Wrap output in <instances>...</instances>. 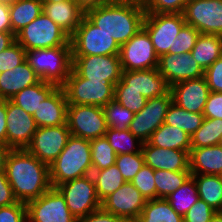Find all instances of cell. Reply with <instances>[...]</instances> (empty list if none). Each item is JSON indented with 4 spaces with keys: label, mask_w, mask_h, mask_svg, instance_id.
I'll return each mask as SVG.
<instances>
[{
    "label": "cell",
    "mask_w": 222,
    "mask_h": 222,
    "mask_svg": "<svg viewBox=\"0 0 222 222\" xmlns=\"http://www.w3.org/2000/svg\"><path fill=\"white\" fill-rule=\"evenodd\" d=\"M121 80L127 85V89H135L146 99L162 96L170 91V85L159 73L158 68L122 71Z\"/></svg>",
    "instance_id": "7402d4cb"
},
{
    "label": "cell",
    "mask_w": 222,
    "mask_h": 222,
    "mask_svg": "<svg viewBox=\"0 0 222 222\" xmlns=\"http://www.w3.org/2000/svg\"><path fill=\"white\" fill-rule=\"evenodd\" d=\"M67 125L71 136L88 140L104 137L108 128L103 108L92 105H68Z\"/></svg>",
    "instance_id": "8fae6325"
},
{
    "label": "cell",
    "mask_w": 222,
    "mask_h": 222,
    "mask_svg": "<svg viewBox=\"0 0 222 222\" xmlns=\"http://www.w3.org/2000/svg\"><path fill=\"white\" fill-rule=\"evenodd\" d=\"M71 132L67 124L37 127L26 150L50 166L66 146Z\"/></svg>",
    "instance_id": "2e32d148"
},
{
    "label": "cell",
    "mask_w": 222,
    "mask_h": 222,
    "mask_svg": "<svg viewBox=\"0 0 222 222\" xmlns=\"http://www.w3.org/2000/svg\"><path fill=\"white\" fill-rule=\"evenodd\" d=\"M42 3H57V2H64L69 0H41Z\"/></svg>",
    "instance_id": "be15d7a7"
},
{
    "label": "cell",
    "mask_w": 222,
    "mask_h": 222,
    "mask_svg": "<svg viewBox=\"0 0 222 222\" xmlns=\"http://www.w3.org/2000/svg\"><path fill=\"white\" fill-rule=\"evenodd\" d=\"M102 108L107 127L119 131L128 129L135 115L134 112L123 107L115 100L110 101Z\"/></svg>",
    "instance_id": "ab89813d"
},
{
    "label": "cell",
    "mask_w": 222,
    "mask_h": 222,
    "mask_svg": "<svg viewBox=\"0 0 222 222\" xmlns=\"http://www.w3.org/2000/svg\"><path fill=\"white\" fill-rule=\"evenodd\" d=\"M40 81L34 69L25 60L13 69L0 73V98L10 100L26 87Z\"/></svg>",
    "instance_id": "cb8c5ba5"
},
{
    "label": "cell",
    "mask_w": 222,
    "mask_h": 222,
    "mask_svg": "<svg viewBox=\"0 0 222 222\" xmlns=\"http://www.w3.org/2000/svg\"><path fill=\"white\" fill-rule=\"evenodd\" d=\"M15 41L16 38L12 32H0V52L7 49Z\"/></svg>",
    "instance_id": "6f0895ef"
},
{
    "label": "cell",
    "mask_w": 222,
    "mask_h": 222,
    "mask_svg": "<svg viewBox=\"0 0 222 222\" xmlns=\"http://www.w3.org/2000/svg\"><path fill=\"white\" fill-rule=\"evenodd\" d=\"M145 203L146 199L141 192L131 181H126L101 202V207L120 217L124 222H136Z\"/></svg>",
    "instance_id": "e0dca14e"
},
{
    "label": "cell",
    "mask_w": 222,
    "mask_h": 222,
    "mask_svg": "<svg viewBox=\"0 0 222 222\" xmlns=\"http://www.w3.org/2000/svg\"><path fill=\"white\" fill-rule=\"evenodd\" d=\"M148 142L164 149L191 151V137L185 131L166 123L152 133Z\"/></svg>",
    "instance_id": "83f0119b"
},
{
    "label": "cell",
    "mask_w": 222,
    "mask_h": 222,
    "mask_svg": "<svg viewBox=\"0 0 222 222\" xmlns=\"http://www.w3.org/2000/svg\"><path fill=\"white\" fill-rule=\"evenodd\" d=\"M68 102L62 87H58L47 100L40 103L33 114L37 127L67 124Z\"/></svg>",
    "instance_id": "603a6c76"
},
{
    "label": "cell",
    "mask_w": 222,
    "mask_h": 222,
    "mask_svg": "<svg viewBox=\"0 0 222 222\" xmlns=\"http://www.w3.org/2000/svg\"><path fill=\"white\" fill-rule=\"evenodd\" d=\"M190 53L203 70L207 69L222 56V36L200 34Z\"/></svg>",
    "instance_id": "f1b7e54d"
},
{
    "label": "cell",
    "mask_w": 222,
    "mask_h": 222,
    "mask_svg": "<svg viewBox=\"0 0 222 222\" xmlns=\"http://www.w3.org/2000/svg\"><path fill=\"white\" fill-rule=\"evenodd\" d=\"M11 150L8 145L0 144V173L5 172L7 156Z\"/></svg>",
    "instance_id": "680465c9"
},
{
    "label": "cell",
    "mask_w": 222,
    "mask_h": 222,
    "mask_svg": "<svg viewBox=\"0 0 222 222\" xmlns=\"http://www.w3.org/2000/svg\"><path fill=\"white\" fill-rule=\"evenodd\" d=\"M203 120V113L189 112L172 102L164 123L185 131L191 137L201 127Z\"/></svg>",
    "instance_id": "d6a6232c"
},
{
    "label": "cell",
    "mask_w": 222,
    "mask_h": 222,
    "mask_svg": "<svg viewBox=\"0 0 222 222\" xmlns=\"http://www.w3.org/2000/svg\"><path fill=\"white\" fill-rule=\"evenodd\" d=\"M114 100L134 113L140 112L147 101L139 91L127 89V85L122 80H119L114 87Z\"/></svg>",
    "instance_id": "60d3db41"
},
{
    "label": "cell",
    "mask_w": 222,
    "mask_h": 222,
    "mask_svg": "<svg viewBox=\"0 0 222 222\" xmlns=\"http://www.w3.org/2000/svg\"><path fill=\"white\" fill-rule=\"evenodd\" d=\"M142 153L145 165L153 170L190 171L189 151L164 149L146 142Z\"/></svg>",
    "instance_id": "44dd1931"
},
{
    "label": "cell",
    "mask_w": 222,
    "mask_h": 222,
    "mask_svg": "<svg viewBox=\"0 0 222 222\" xmlns=\"http://www.w3.org/2000/svg\"><path fill=\"white\" fill-rule=\"evenodd\" d=\"M7 99L0 98V144L7 145Z\"/></svg>",
    "instance_id": "db71d44e"
},
{
    "label": "cell",
    "mask_w": 222,
    "mask_h": 222,
    "mask_svg": "<svg viewBox=\"0 0 222 222\" xmlns=\"http://www.w3.org/2000/svg\"><path fill=\"white\" fill-rule=\"evenodd\" d=\"M188 0H147L145 12L183 13Z\"/></svg>",
    "instance_id": "bcb514c9"
},
{
    "label": "cell",
    "mask_w": 222,
    "mask_h": 222,
    "mask_svg": "<svg viewBox=\"0 0 222 222\" xmlns=\"http://www.w3.org/2000/svg\"><path fill=\"white\" fill-rule=\"evenodd\" d=\"M183 13L145 12L142 27L148 32L155 52L174 54V41L185 25Z\"/></svg>",
    "instance_id": "ba28073f"
},
{
    "label": "cell",
    "mask_w": 222,
    "mask_h": 222,
    "mask_svg": "<svg viewBox=\"0 0 222 222\" xmlns=\"http://www.w3.org/2000/svg\"><path fill=\"white\" fill-rule=\"evenodd\" d=\"M218 145L222 147V136L220 138V141H219Z\"/></svg>",
    "instance_id": "e7e4bbea"
},
{
    "label": "cell",
    "mask_w": 222,
    "mask_h": 222,
    "mask_svg": "<svg viewBox=\"0 0 222 222\" xmlns=\"http://www.w3.org/2000/svg\"><path fill=\"white\" fill-rule=\"evenodd\" d=\"M200 32L193 26L185 24L174 41V53L184 54L192 51Z\"/></svg>",
    "instance_id": "f6af8a7d"
},
{
    "label": "cell",
    "mask_w": 222,
    "mask_h": 222,
    "mask_svg": "<svg viewBox=\"0 0 222 222\" xmlns=\"http://www.w3.org/2000/svg\"><path fill=\"white\" fill-rule=\"evenodd\" d=\"M18 1H20V0H0V3L3 5H6V6H10Z\"/></svg>",
    "instance_id": "6125c7cd"
},
{
    "label": "cell",
    "mask_w": 222,
    "mask_h": 222,
    "mask_svg": "<svg viewBox=\"0 0 222 222\" xmlns=\"http://www.w3.org/2000/svg\"><path fill=\"white\" fill-rule=\"evenodd\" d=\"M217 211L199 199L183 216V222H210Z\"/></svg>",
    "instance_id": "7dc6e473"
},
{
    "label": "cell",
    "mask_w": 222,
    "mask_h": 222,
    "mask_svg": "<svg viewBox=\"0 0 222 222\" xmlns=\"http://www.w3.org/2000/svg\"><path fill=\"white\" fill-rule=\"evenodd\" d=\"M85 16L121 46L142 27L145 9L111 2L85 11Z\"/></svg>",
    "instance_id": "7a4b0ae2"
},
{
    "label": "cell",
    "mask_w": 222,
    "mask_h": 222,
    "mask_svg": "<svg viewBox=\"0 0 222 222\" xmlns=\"http://www.w3.org/2000/svg\"><path fill=\"white\" fill-rule=\"evenodd\" d=\"M0 32H12L9 6L0 3Z\"/></svg>",
    "instance_id": "11a10c76"
},
{
    "label": "cell",
    "mask_w": 222,
    "mask_h": 222,
    "mask_svg": "<svg viewBox=\"0 0 222 222\" xmlns=\"http://www.w3.org/2000/svg\"><path fill=\"white\" fill-rule=\"evenodd\" d=\"M190 171L154 170L156 198H167L189 177Z\"/></svg>",
    "instance_id": "d590c367"
},
{
    "label": "cell",
    "mask_w": 222,
    "mask_h": 222,
    "mask_svg": "<svg viewBox=\"0 0 222 222\" xmlns=\"http://www.w3.org/2000/svg\"><path fill=\"white\" fill-rule=\"evenodd\" d=\"M64 197L69 211L78 219L101 207L92 175L66 181L55 187Z\"/></svg>",
    "instance_id": "9c48e42d"
},
{
    "label": "cell",
    "mask_w": 222,
    "mask_h": 222,
    "mask_svg": "<svg viewBox=\"0 0 222 222\" xmlns=\"http://www.w3.org/2000/svg\"><path fill=\"white\" fill-rule=\"evenodd\" d=\"M189 161L191 174L222 175V147L219 145L191 148Z\"/></svg>",
    "instance_id": "484cf974"
},
{
    "label": "cell",
    "mask_w": 222,
    "mask_h": 222,
    "mask_svg": "<svg viewBox=\"0 0 222 222\" xmlns=\"http://www.w3.org/2000/svg\"><path fill=\"white\" fill-rule=\"evenodd\" d=\"M26 61L40 80L61 87L72 69L71 46L28 50Z\"/></svg>",
    "instance_id": "277c9868"
},
{
    "label": "cell",
    "mask_w": 222,
    "mask_h": 222,
    "mask_svg": "<svg viewBox=\"0 0 222 222\" xmlns=\"http://www.w3.org/2000/svg\"><path fill=\"white\" fill-rule=\"evenodd\" d=\"M77 222H124L120 217L105 211L102 207L88 214L80 217Z\"/></svg>",
    "instance_id": "816d5d0a"
},
{
    "label": "cell",
    "mask_w": 222,
    "mask_h": 222,
    "mask_svg": "<svg viewBox=\"0 0 222 222\" xmlns=\"http://www.w3.org/2000/svg\"><path fill=\"white\" fill-rule=\"evenodd\" d=\"M84 11L100 7L113 2V0H74Z\"/></svg>",
    "instance_id": "9f6ffc18"
},
{
    "label": "cell",
    "mask_w": 222,
    "mask_h": 222,
    "mask_svg": "<svg viewBox=\"0 0 222 222\" xmlns=\"http://www.w3.org/2000/svg\"><path fill=\"white\" fill-rule=\"evenodd\" d=\"M145 164L142 151L117 155L115 165L126 181H131Z\"/></svg>",
    "instance_id": "b9f144b4"
},
{
    "label": "cell",
    "mask_w": 222,
    "mask_h": 222,
    "mask_svg": "<svg viewBox=\"0 0 222 222\" xmlns=\"http://www.w3.org/2000/svg\"><path fill=\"white\" fill-rule=\"evenodd\" d=\"M203 115L204 118L222 119V93L210 91Z\"/></svg>",
    "instance_id": "f907efd6"
},
{
    "label": "cell",
    "mask_w": 222,
    "mask_h": 222,
    "mask_svg": "<svg viewBox=\"0 0 222 222\" xmlns=\"http://www.w3.org/2000/svg\"><path fill=\"white\" fill-rule=\"evenodd\" d=\"M158 71L171 86L179 82L204 76L203 68L191 53H166L159 57Z\"/></svg>",
    "instance_id": "d6986e66"
},
{
    "label": "cell",
    "mask_w": 222,
    "mask_h": 222,
    "mask_svg": "<svg viewBox=\"0 0 222 222\" xmlns=\"http://www.w3.org/2000/svg\"><path fill=\"white\" fill-rule=\"evenodd\" d=\"M5 172L0 173V207L17 203Z\"/></svg>",
    "instance_id": "f5cc1de1"
},
{
    "label": "cell",
    "mask_w": 222,
    "mask_h": 222,
    "mask_svg": "<svg viewBox=\"0 0 222 222\" xmlns=\"http://www.w3.org/2000/svg\"><path fill=\"white\" fill-rule=\"evenodd\" d=\"M204 78L210 91L222 93V56L204 70Z\"/></svg>",
    "instance_id": "681fc988"
},
{
    "label": "cell",
    "mask_w": 222,
    "mask_h": 222,
    "mask_svg": "<svg viewBox=\"0 0 222 222\" xmlns=\"http://www.w3.org/2000/svg\"><path fill=\"white\" fill-rule=\"evenodd\" d=\"M6 121L7 145L12 150L26 149L37 130L33 116L7 100Z\"/></svg>",
    "instance_id": "ac0fdd59"
},
{
    "label": "cell",
    "mask_w": 222,
    "mask_h": 222,
    "mask_svg": "<svg viewBox=\"0 0 222 222\" xmlns=\"http://www.w3.org/2000/svg\"><path fill=\"white\" fill-rule=\"evenodd\" d=\"M136 222H183V217L171 207L165 198L146 200Z\"/></svg>",
    "instance_id": "1f68e13d"
},
{
    "label": "cell",
    "mask_w": 222,
    "mask_h": 222,
    "mask_svg": "<svg viewBox=\"0 0 222 222\" xmlns=\"http://www.w3.org/2000/svg\"><path fill=\"white\" fill-rule=\"evenodd\" d=\"M222 136V119L204 118L201 127L191 136V148L218 145Z\"/></svg>",
    "instance_id": "8d00e7d4"
},
{
    "label": "cell",
    "mask_w": 222,
    "mask_h": 222,
    "mask_svg": "<svg viewBox=\"0 0 222 222\" xmlns=\"http://www.w3.org/2000/svg\"><path fill=\"white\" fill-rule=\"evenodd\" d=\"M43 12L69 36L80 25L85 11L74 1L43 3Z\"/></svg>",
    "instance_id": "d4e9b609"
},
{
    "label": "cell",
    "mask_w": 222,
    "mask_h": 222,
    "mask_svg": "<svg viewBox=\"0 0 222 222\" xmlns=\"http://www.w3.org/2000/svg\"><path fill=\"white\" fill-rule=\"evenodd\" d=\"M26 212L27 222H77L62 194L53 187L26 203Z\"/></svg>",
    "instance_id": "4fadbf2b"
},
{
    "label": "cell",
    "mask_w": 222,
    "mask_h": 222,
    "mask_svg": "<svg viewBox=\"0 0 222 222\" xmlns=\"http://www.w3.org/2000/svg\"><path fill=\"white\" fill-rule=\"evenodd\" d=\"M115 3L135 5L145 9L147 0H113Z\"/></svg>",
    "instance_id": "91938a15"
},
{
    "label": "cell",
    "mask_w": 222,
    "mask_h": 222,
    "mask_svg": "<svg viewBox=\"0 0 222 222\" xmlns=\"http://www.w3.org/2000/svg\"><path fill=\"white\" fill-rule=\"evenodd\" d=\"M61 87L64 90L68 105L104 107L114 100L115 85L113 83L82 78L73 69Z\"/></svg>",
    "instance_id": "8992f818"
},
{
    "label": "cell",
    "mask_w": 222,
    "mask_h": 222,
    "mask_svg": "<svg viewBox=\"0 0 222 222\" xmlns=\"http://www.w3.org/2000/svg\"><path fill=\"white\" fill-rule=\"evenodd\" d=\"M15 38L26 51L71 46L70 36L44 12L22 28Z\"/></svg>",
    "instance_id": "5b68a950"
},
{
    "label": "cell",
    "mask_w": 222,
    "mask_h": 222,
    "mask_svg": "<svg viewBox=\"0 0 222 222\" xmlns=\"http://www.w3.org/2000/svg\"><path fill=\"white\" fill-rule=\"evenodd\" d=\"M183 16L200 34L222 36V0H188Z\"/></svg>",
    "instance_id": "5bb4252c"
},
{
    "label": "cell",
    "mask_w": 222,
    "mask_h": 222,
    "mask_svg": "<svg viewBox=\"0 0 222 222\" xmlns=\"http://www.w3.org/2000/svg\"><path fill=\"white\" fill-rule=\"evenodd\" d=\"M210 222H222V212H216Z\"/></svg>",
    "instance_id": "94428289"
},
{
    "label": "cell",
    "mask_w": 222,
    "mask_h": 222,
    "mask_svg": "<svg viewBox=\"0 0 222 222\" xmlns=\"http://www.w3.org/2000/svg\"><path fill=\"white\" fill-rule=\"evenodd\" d=\"M91 175L97 197L101 202L126 182L115 164L106 169L92 170Z\"/></svg>",
    "instance_id": "836d02e7"
},
{
    "label": "cell",
    "mask_w": 222,
    "mask_h": 222,
    "mask_svg": "<svg viewBox=\"0 0 222 222\" xmlns=\"http://www.w3.org/2000/svg\"><path fill=\"white\" fill-rule=\"evenodd\" d=\"M26 60V50L15 41L0 52V73L13 69Z\"/></svg>",
    "instance_id": "ee69618b"
},
{
    "label": "cell",
    "mask_w": 222,
    "mask_h": 222,
    "mask_svg": "<svg viewBox=\"0 0 222 222\" xmlns=\"http://www.w3.org/2000/svg\"><path fill=\"white\" fill-rule=\"evenodd\" d=\"M91 161L93 170H102L115 164L117 154L104 137L91 139Z\"/></svg>",
    "instance_id": "f35d334b"
},
{
    "label": "cell",
    "mask_w": 222,
    "mask_h": 222,
    "mask_svg": "<svg viewBox=\"0 0 222 222\" xmlns=\"http://www.w3.org/2000/svg\"><path fill=\"white\" fill-rule=\"evenodd\" d=\"M91 145L88 139L71 136L56 158L49 166V178L53 188L92 173Z\"/></svg>",
    "instance_id": "3957f363"
},
{
    "label": "cell",
    "mask_w": 222,
    "mask_h": 222,
    "mask_svg": "<svg viewBox=\"0 0 222 222\" xmlns=\"http://www.w3.org/2000/svg\"><path fill=\"white\" fill-rule=\"evenodd\" d=\"M198 189L199 199L217 212H222V175L191 174Z\"/></svg>",
    "instance_id": "f546056e"
},
{
    "label": "cell",
    "mask_w": 222,
    "mask_h": 222,
    "mask_svg": "<svg viewBox=\"0 0 222 222\" xmlns=\"http://www.w3.org/2000/svg\"><path fill=\"white\" fill-rule=\"evenodd\" d=\"M43 12L41 0H20L9 6L12 33L16 35L22 28Z\"/></svg>",
    "instance_id": "4dcf8cb0"
},
{
    "label": "cell",
    "mask_w": 222,
    "mask_h": 222,
    "mask_svg": "<svg viewBox=\"0 0 222 222\" xmlns=\"http://www.w3.org/2000/svg\"><path fill=\"white\" fill-rule=\"evenodd\" d=\"M72 69L82 78L114 85L122 74L119 55L72 56Z\"/></svg>",
    "instance_id": "7c38bea8"
},
{
    "label": "cell",
    "mask_w": 222,
    "mask_h": 222,
    "mask_svg": "<svg viewBox=\"0 0 222 222\" xmlns=\"http://www.w3.org/2000/svg\"><path fill=\"white\" fill-rule=\"evenodd\" d=\"M171 103L170 91L165 95L147 99L145 107L140 112L135 113L128 128L129 131L141 142H148L152 133L164 123Z\"/></svg>",
    "instance_id": "9a60e30c"
},
{
    "label": "cell",
    "mask_w": 222,
    "mask_h": 222,
    "mask_svg": "<svg viewBox=\"0 0 222 222\" xmlns=\"http://www.w3.org/2000/svg\"><path fill=\"white\" fill-rule=\"evenodd\" d=\"M171 207L182 217L199 200L195 180L190 176L178 189L167 198Z\"/></svg>",
    "instance_id": "e575fe53"
},
{
    "label": "cell",
    "mask_w": 222,
    "mask_h": 222,
    "mask_svg": "<svg viewBox=\"0 0 222 222\" xmlns=\"http://www.w3.org/2000/svg\"><path fill=\"white\" fill-rule=\"evenodd\" d=\"M131 183L141 192L146 200L156 198L154 170L150 166L144 164L131 180Z\"/></svg>",
    "instance_id": "7bdbcfd3"
},
{
    "label": "cell",
    "mask_w": 222,
    "mask_h": 222,
    "mask_svg": "<svg viewBox=\"0 0 222 222\" xmlns=\"http://www.w3.org/2000/svg\"><path fill=\"white\" fill-rule=\"evenodd\" d=\"M72 56L119 55L120 45L95 26L85 15L70 36Z\"/></svg>",
    "instance_id": "52a82bcc"
},
{
    "label": "cell",
    "mask_w": 222,
    "mask_h": 222,
    "mask_svg": "<svg viewBox=\"0 0 222 222\" xmlns=\"http://www.w3.org/2000/svg\"><path fill=\"white\" fill-rule=\"evenodd\" d=\"M105 138L117 155L142 151L143 142L134 136L129 129L119 131L113 128H107Z\"/></svg>",
    "instance_id": "74e56055"
},
{
    "label": "cell",
    "mask_w": 222,
    "mask_h": 222,
    "mask_svg": "<svg viewBox=\"0 0 222 222\" xmlns=\"http://www.w3.org/2000/svg\"><path fill=\"white\" fill-rule=\"evenodd\" d=\"M122 71H138L158 68L159 57L155 52L148 32L140 30L120 46Z\"/></svg>",
    "instance_id": "30bf717a"
},
{
    "label": "cell",
    "mask_w": 222,
    "mask_h": 222,
    "mask_svg": "<svg viewBox=\"0 0 222 222\" xmlns=\"http://www.w3.org/2000/svg\"><path fill=\"white\" fill-rule=\"evenodd\" d=\"M58 87L56 84L40 80L15 94L10 101L33 116L40 103L47 100Z\"/></svg>",
    "instance_id": "4316f807"
},
{
    "label": "cell",
    "mask_w": 222,
    "mask_h": 222,
    "mask_svg": "<svg viewBox=\"0 0 222 222\" xmlns=\"http://www.w3.org/2000/svg\"><path fill=\"white\" fill-rule=\"evenodd\" d=\"M0 222H27L26 204L18 201L0 207Z\"/></svg>",
    "instance_id": "c3c4849f"
},
{
    "label": "cell",
    "mask_w": 222,
    "mask_h": 222,
    "mask_svg": "<svg viewBox=\"0 0 222 222\" xmlns=\"http://www.w3.org/2000/svg\"><path fill=\"white\" fill-rule=\"evenodd\" d=\"M5 174L15 198L25 204L39 198L52 187L49 166L26 149L10 151Z\"/></svg>",
    "instance_id": "6da1fadb"
},
{
    "label": "cell",
    "mask_w": 222,
    "mask_h": 222,
    "mask_svg": "<svg viewBox=\"0 0 222 222\" xmlns=\"http://www.w3.org/2000/svg\"><path fill=\"white\" fill-rule=\"evenodd\" d=\"M172 102L189 112L203 113L210 89L204 76L170 86Z\"/></svg>",
    "instance_id": "ffe728a7"
}]
</instances>
